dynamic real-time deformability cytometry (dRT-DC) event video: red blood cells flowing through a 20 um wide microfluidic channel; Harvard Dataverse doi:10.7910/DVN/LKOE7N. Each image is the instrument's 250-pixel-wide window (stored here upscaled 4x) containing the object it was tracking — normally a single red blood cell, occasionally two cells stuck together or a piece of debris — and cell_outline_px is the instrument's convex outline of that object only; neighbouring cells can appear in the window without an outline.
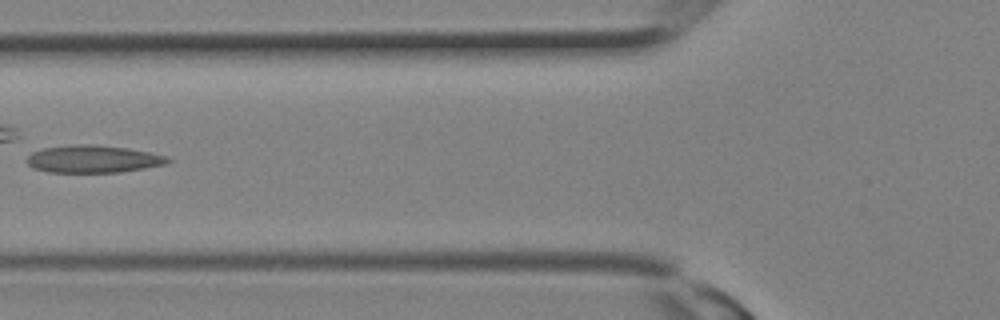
{"species": "Egyptian fruit bat (a non-hibernating species)", "species_latin": "Rousettus aegyptiacus", "temperature_condition": "room temperature", "stored_images_in_passage": 14, "camera_frame_rate_fps": 3000, "um_per_image_px": 0.085, "animal": {"sex": "female"}, "frame": {"image": 1, "passage_image": 10, "time_ms": 3.0, "image_size_px": [1000, 320], "cell_outline_px": [[172, 160], [164, 164], [144, 168], [120, 172], [48, 172], [32, 168], [28, 164], [28, 156], [32, 152], [44, 148], [80, 144], [92, 144], [128, 148], [148, 152], [164, 156]], "centroid_in_image_um": [7.89, 13.52], "position_along_channel_um": 117.9, "area_um2": 22.25}}